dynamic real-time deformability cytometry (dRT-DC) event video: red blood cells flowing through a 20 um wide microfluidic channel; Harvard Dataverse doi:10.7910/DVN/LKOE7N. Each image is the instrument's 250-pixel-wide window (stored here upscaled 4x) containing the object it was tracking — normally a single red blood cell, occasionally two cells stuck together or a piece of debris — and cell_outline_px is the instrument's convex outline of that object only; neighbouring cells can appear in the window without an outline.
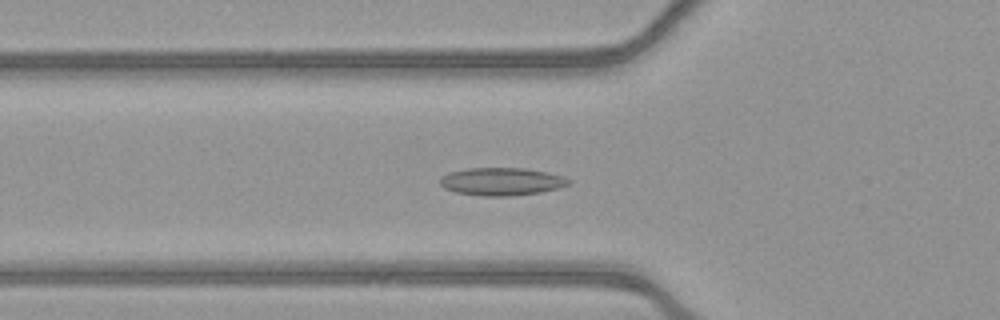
{"species": "common noctule bat (a hibernating species)", "species_latin": "Nyctalus noctula", "temperature_condition": "warm", "stored_images_in_passage": 53, "camera_frame_rate_fps": 3000, "um_per_image_px": 0.085, "animal": {"sex": "female", "body_mass_g": 21.9}, "frame": {"image": 1, "passage_image": 19, "time_ms": 6.0, "image_size_px": [1000, 320], "cell_outline_px": [[572, 180], [568, 184], [560, 188], [540, 192], [508, 196], [484, 196], [456, 192], [444, 188], [440, 184], [440, 176], [448, 172], [468, 168], [524, 168], [564, 176]], "centroid_in_image_um": [42.62, 15.43], "position_along_channel_um": 83.2, "area_um2": 20.81}}
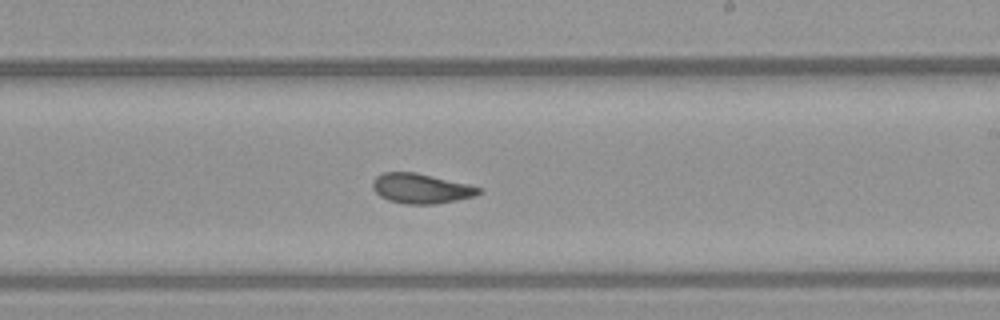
{"frame": {"image": 2, "passage_image": 32, "time_ms": 10.333, "image_size_px": [1000, 320], "cell_outline_px": [[480, 192], [476, 196], [436, 204], [404, 204], [388, 200], [380, 196], [372, 188], [372, 180], [376, 176], [384, 172], [416, 172], [468, 184], [480, 188]], "centroid_in_image_um": [35.75, 16.02], "position_along_channel_um": 253.2, "area_um2": 18.5}}
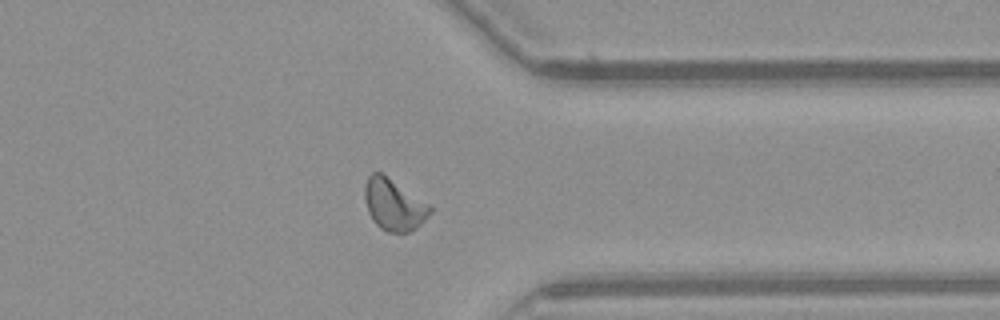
{"frame": {"image": 3, "passage_image": 42, "time_ms": 13.667, "image_size_px": [1000, 320], "cell_outline_px": [[432, 212], [416, 228], [408, 232], [388, 232], [380, 228], [372, 220], [368, 212], [364, 200], [364, 184], [368, 176], [372, 172], [380, 172], [428, 204], [432, 208]], "centroid_in_image_um": [33.43, 17.41], "position_along_channel_um": 378.0, "area_um2": 19.36}, "authors_computed_cell_mechanics": {"area_um2": 19.363, "velocity_mm_per_s": 3.8981, "shape_relaxation_time_tau1_ms": null, "shape_relaxation_time_tau2_ms": 1.8221, "deformation_change_tau1": null, "deformation_change_tau2": 0.071}}